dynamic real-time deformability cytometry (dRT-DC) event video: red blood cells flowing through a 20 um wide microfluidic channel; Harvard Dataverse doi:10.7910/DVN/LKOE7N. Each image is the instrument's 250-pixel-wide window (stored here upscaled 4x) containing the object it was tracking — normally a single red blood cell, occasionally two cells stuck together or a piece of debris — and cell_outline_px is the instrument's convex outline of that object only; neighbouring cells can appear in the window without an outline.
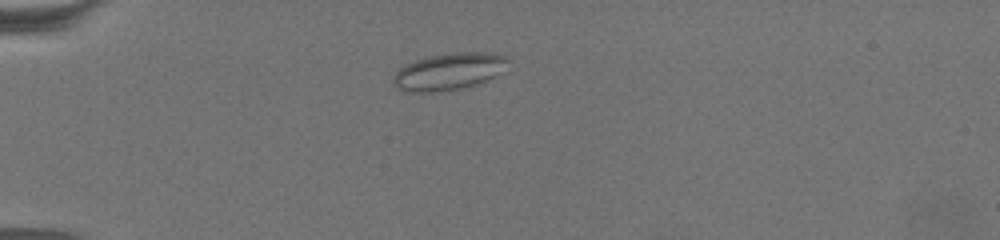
{"species": "common noctule bat (a hibernating species)", "species_latin": "Nyctalus noctula", "temperature_condition": "warm", "stored_images_in_passage": 29, "camera_frame_rate_fps": 3000, "um_per_image_px": 0.085, "animal": {"sex": "female", "body_mass_g": 19.5, "forearm_length_mm": 54.1}, "frame": {"image": 1, "passage_image": 2, "time_ms": 0.333, "image_size_px": [1000, 240], "cell_outline_px": [[508, 60], [500, 72], [488, 80], [476, 84], [460, 88], [432, 92], [404, 92], [392, 84], [392, 76], [400, 68], [416, 60], [428, 56], [452, 52], [492, 52], [508, 56]], "centroid_in_image_um": [38.13, 6.07], "position_along_channel_um": 46.9, "area_um2": 24.68}}
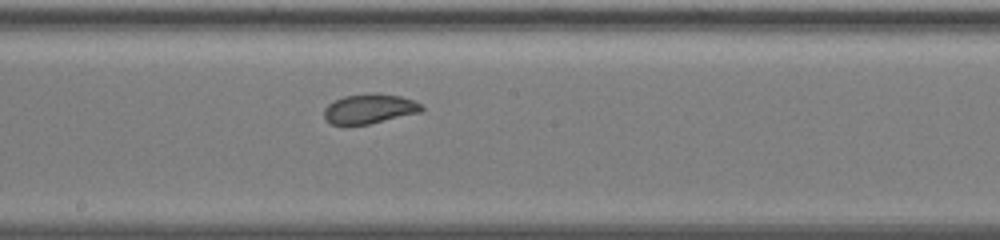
{"frame": {"image": 2, "passage_image": 14, "time_ms": 4.333, "image_size_px": [1000, 240], "cell_outline_px": [[424, 108], [420, 112], [368, 124], [332, 124], [324, 116], [324, 108], [328, 104], [344, 96], [372, 92], [376, 92], [400, 96], [416, 100], [424, 104]], "centroid_in_image_um": [31.46, 9.21], "position_along_channel_um": 216.7, "area_um2": 16.88}}
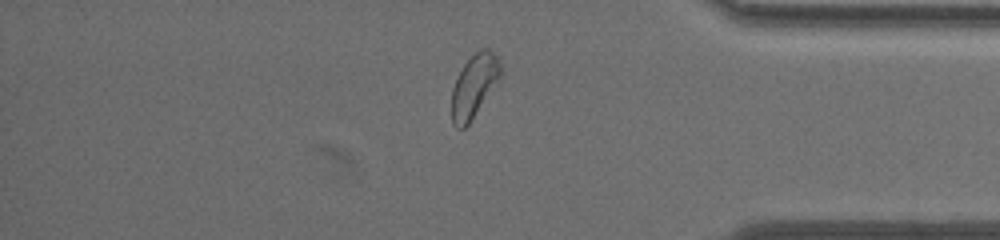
{"frame": {"image": 3, "passage_image": 24, "time_ms": 7.667, "image_size_px": [1000, 240], "cell_outline_px": [[504, 72], [500, 80], [468, 124], [464, 128], [456, 128], [452, 124], [452, 88], [464, 64], [480, 48], [488, 48], [496, 56]], "centroid_in_image_um": [40.33, 7.3], "position_along_channel_um": 394.9, "area_um2": 17.92}}